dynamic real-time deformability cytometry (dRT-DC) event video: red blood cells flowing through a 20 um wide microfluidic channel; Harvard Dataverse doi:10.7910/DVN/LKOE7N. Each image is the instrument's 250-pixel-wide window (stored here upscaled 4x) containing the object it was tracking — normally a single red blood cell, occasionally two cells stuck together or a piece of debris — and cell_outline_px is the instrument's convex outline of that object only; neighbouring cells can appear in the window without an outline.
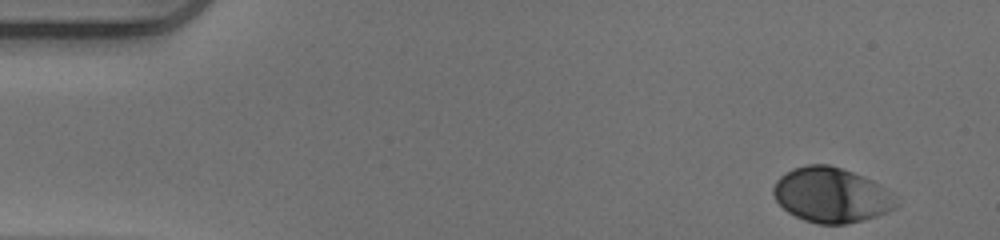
{"species": "human", "species_latin": "Homo sapiens", "temperature_condition": "warm", "stored_images_in_passage": 41, "camera_frame_rate_fps": 3000, "um_per_image_px": 0.085, "donor": {"sex": "male"}, "frame": {"image": 1, "passage_image": 1, "time_ms": 0.0, "image_size_px": [1000, 240], "cell_outline_px": [[900, 204], [896, 208], [888, 212], [864, 220], [848, 224], [820, 224], [804, 220], [788, 212], [776, 200], [772, 192], [772, 188], [776, 180], [780, 176], [792, 168], [808, 164], [828, 164], [864, 176], [896, 192], [900, 196]], "centroid_in_image_um": [70.74, 16.58], "position_along_channel_um": 14.3, "area_um2": 40.06}}
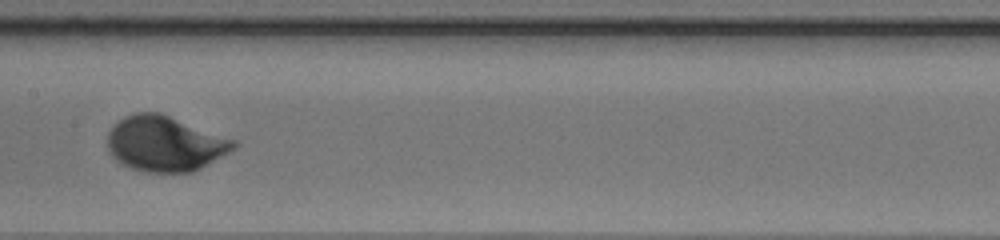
{"frame": {"image": 2, "passage_image": 24, "time_ms": 7.667, "image_size_px": [1000, 240], "cell_outline_px": [[236, 148], [200, 168], [192, 172], [148, 172], [132, 168], [120, 164], [112, 156], [108, 148], [108, 132], [124, 116], [136, 112], [160, 112], [236, 140]], "centroid_in_image_um": [14.01, 12.21], "position_along_channel_um": 193.4, "area_um2": 40.46}}
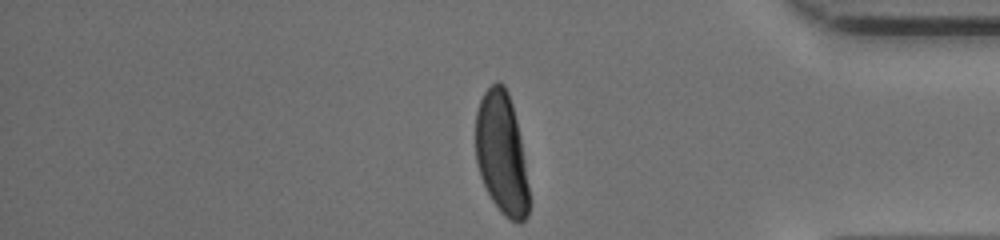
{"frame": {"image": 3, "passage_image": 41, "time_ms": 13.333, "image_size_px": [1000, 240], "cell_outline_px": [[528, 216], [520, 224], [504, 216], [500, 212], [492, 200], [480, 176], [476, 160], [476, 112], [480, 100], [484, 92], [496, 80], [500, 80], [504, 84], [508, 92], [512, 104], [520, 136], [528, 184]], "centroid_in_image_um": [42.63, 13.04], "position_along_channel_um": 392.6, "area_um2": 37.86}, "authors_computed_cell_mechanics": {"area_um2": 38.7838, "velocity_mm_per_s": 3.9284, "shape_relaxation_time_tau1_ms": 1.9501, "shape_relaxation_time_tau2_ms": null, "deformation_change_tau1": 0.1641, "deformation_change_tau2": null}}